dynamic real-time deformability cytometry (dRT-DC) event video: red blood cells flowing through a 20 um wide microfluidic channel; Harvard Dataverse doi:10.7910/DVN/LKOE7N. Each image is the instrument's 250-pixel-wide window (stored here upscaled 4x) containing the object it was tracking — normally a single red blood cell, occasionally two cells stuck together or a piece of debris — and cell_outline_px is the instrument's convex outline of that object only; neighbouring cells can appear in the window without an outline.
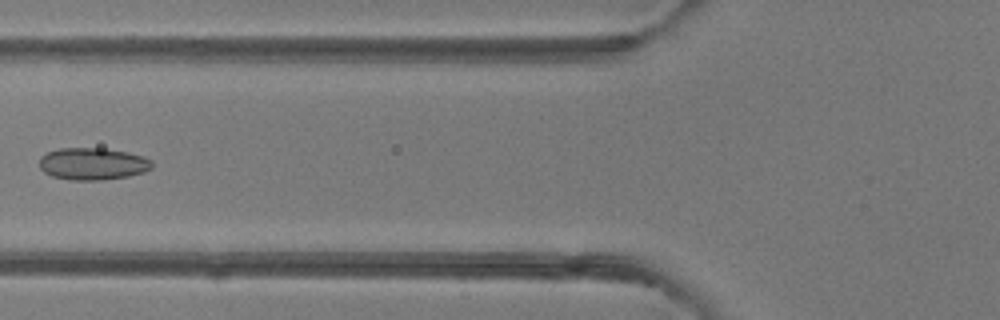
{"species": "common noctule bat (a hibernating species)", "species_latin": "Nyctalus noctula", "temperature_condition": "room temperature", "stored_images_in_passage": 6, "camera_frame_rate_fps": 3000, "um_per_image_px": 0.085, "animal": {"sex": "female"}, "frame": {"image": 1, "passage_image": 5, "time_ms": 4.667, "image_size_px": [1000, 320], "cell_outline_px": [[152, 168], [144, 172], [128, 176], [100, 180], [68, 180], [52, 176], [44, 172], [40, 168], [40, 156], [48, 152], [60, 148], [104, 148], [128, 152], [144, 156], [152, 160]], "centroid_in_image_um": [7.89, 13.92], "position_along_channel_um": 117.9, "area_um2": 21.21}}
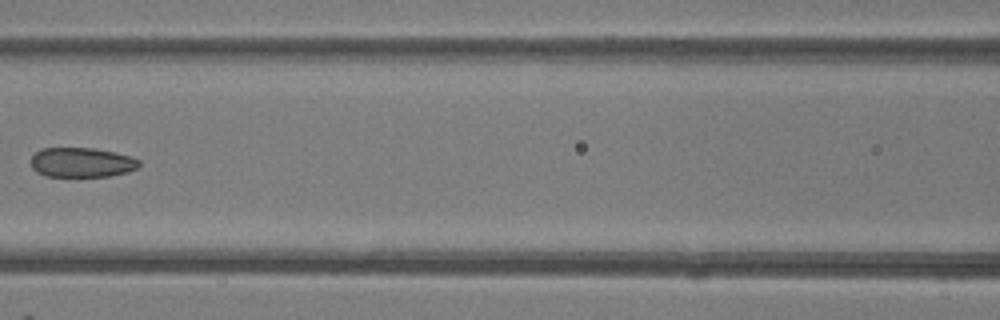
{"frame": {"image": 2, "passage_image": 6, "time_ms": 5.667, "image_size_px": [1000, 320], "cell_outline_px": [[140, 164], [136, 168], [128, 172], [108, 176], [44, 176], [36, 172], [32, 168], [32, 156], [40, 148], [92, 148], [132, 156], [140, 160]], "centroid_in_image_um": [6.94, 13.8], "position_along_channel_um": 159.7, "area_um2": 18.67}}